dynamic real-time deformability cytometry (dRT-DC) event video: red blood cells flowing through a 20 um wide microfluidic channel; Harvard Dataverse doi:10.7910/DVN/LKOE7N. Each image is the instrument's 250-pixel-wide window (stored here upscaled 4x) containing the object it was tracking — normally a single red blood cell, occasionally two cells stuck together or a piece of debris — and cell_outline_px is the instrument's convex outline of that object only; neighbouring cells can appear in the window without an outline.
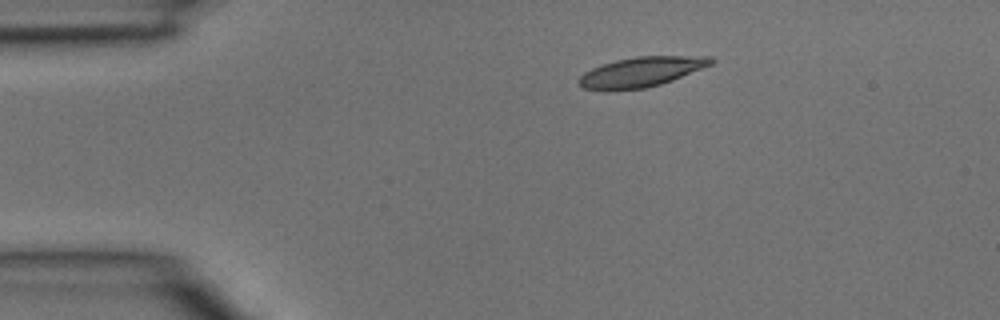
{"species": "common noctule bat (a hibernating species)", "species_latin": "Nyctalus noctula", "temperature_condition": "room temperature", "stored_images_in_passage": 4, "segment_of_instrument_passage": [1, 2], "camera_frame_rate_fps": 3000, "um_per_image_px": 0.085, "animal": {"sex": "male", "body_mass_g": 15.6}, "frame": {"image": 1, "passage_image": 2, "time_ms": 0.333, "image_size_px": [1000, 320], "cell_outline_px": [[716, 60], [712, 64], [672, 80], [660, 84], [644, 88], [608, 92], [604, 92], [584, 88], [576, 80], [584, 72], [592, 68], [616, 60], [636, 56], [712, 56]], "centroid_in_image_um": [54.47, 6.13], "position_along_channel_um": 30.5, "area_um2": 23.24}}